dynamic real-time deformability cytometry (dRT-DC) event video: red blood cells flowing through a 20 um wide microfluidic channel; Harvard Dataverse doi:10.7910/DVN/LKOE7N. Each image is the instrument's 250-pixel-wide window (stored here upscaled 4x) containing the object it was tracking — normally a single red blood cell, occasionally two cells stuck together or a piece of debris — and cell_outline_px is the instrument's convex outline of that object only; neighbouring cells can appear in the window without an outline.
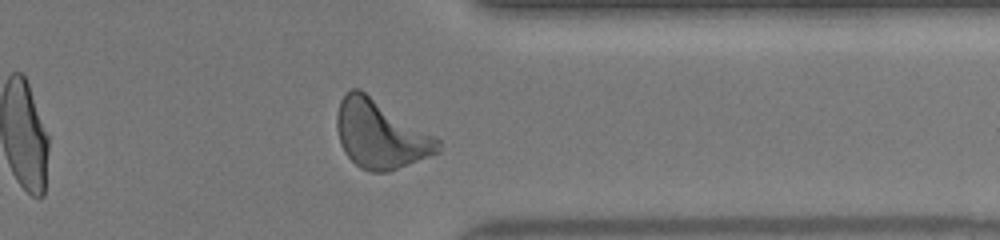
{"species": "human", "species_latin": "Homo sapiens", "temperature_condition": "warm", "stored_images_in_passage": 44, "camera_frame_rate_fps": 3000, "um_per_image_px": 0.085, "donor": {"sex": "female"}, "frame": {"image": 1, "passage_image": 38, "time_ms": 12.333, "image_size_px": [1000, 240], "cell_outline_px": [[440, 152], [388, 172], [372, 172], [360, 168], [344, 152], [340, 144], [336, 128], [336, 116], [340, 100], [344, 92], [352, 88], [360, 88], [436, 136], [440, 140]], "centroid_in_image_um": [32.32, 11.4], "position_along_channel_um": 379.1, "area_um2": 40.52}}